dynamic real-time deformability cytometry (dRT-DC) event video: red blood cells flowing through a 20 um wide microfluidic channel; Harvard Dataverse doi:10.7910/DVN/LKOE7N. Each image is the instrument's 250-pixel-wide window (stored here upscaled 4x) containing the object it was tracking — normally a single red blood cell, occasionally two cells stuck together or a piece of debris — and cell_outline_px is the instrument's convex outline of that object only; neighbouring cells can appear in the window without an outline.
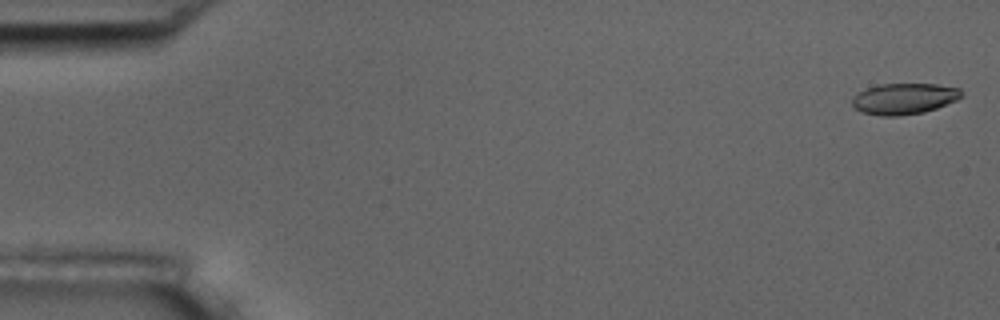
{"species": "common noctule bat (a hibernating species)", "species_latin": "Nyctalus noctula", "temperature_condition": "room temperature", "stored_images_in_passage": 8, "camera_frame_rate_fps": 3000, "um_per_image_px": 0.085, "animal": {"sex": "male", "body_mass_g": 17.5, "forearm_length_mm": 52.3}, "frame": {"image": 1, "passage_image": 1, "time_ms": 0.0, "image_size_px": [1000, 320], "cell_outline_px": [[964, 96], [956, 100], [936, 108], [924, 112], [900, 116], [880, 116], [860, 112], [852, 108], [852, 96], [868, 88], [880, 84], [936, 84], [960, 88]], "centroid_in_image_um": [76.83, 8.4], "position_along_channel_um": 8.2, "area_um2": 19.94}}
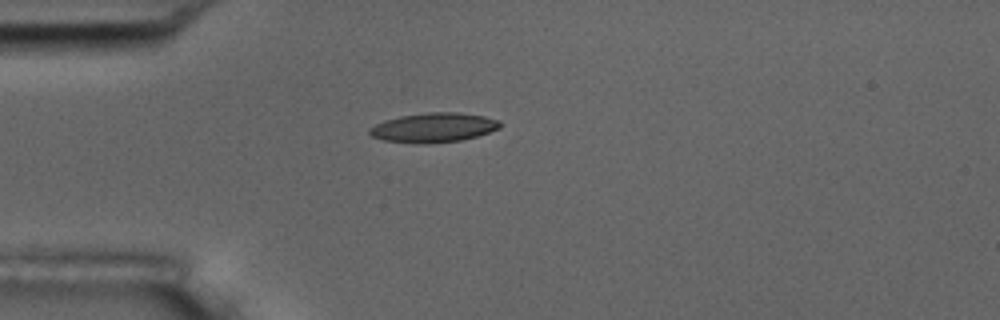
{"frame": {"image": 2, "passage_image": 5, "time_ms": 1.333, "image_size_px": [1000, 320], "cell_outline_px": [[500, 128], [476, 136], [460, 140], [428, 144], [424, 144], [384, 140], [372, 136], [368, 132], [368, 128], [384, 120], [400, 116], [428, 112], [460, 112], [484, 116], [500, 120]], "centroid_in_image_um": [36.85, 10.83], "position_along_channel_um": 48.2, "area_um2": 22.37}}